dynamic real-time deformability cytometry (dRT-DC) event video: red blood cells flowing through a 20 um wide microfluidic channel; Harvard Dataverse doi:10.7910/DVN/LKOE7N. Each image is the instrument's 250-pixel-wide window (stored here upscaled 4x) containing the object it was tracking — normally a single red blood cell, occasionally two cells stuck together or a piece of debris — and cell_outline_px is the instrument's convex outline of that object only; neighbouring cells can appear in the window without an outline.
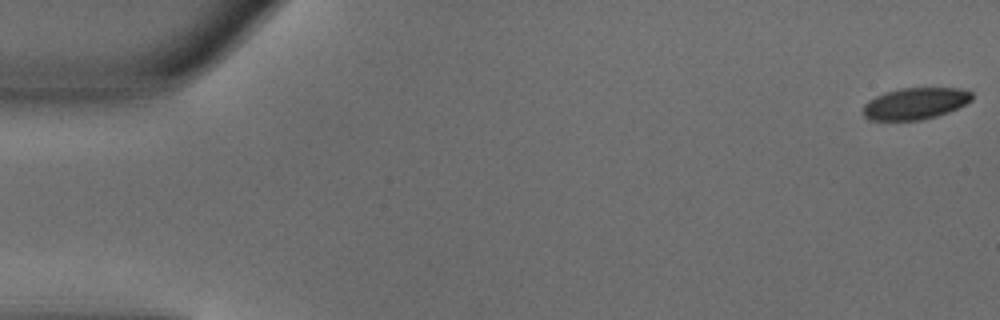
{"species": "common noctule bat (a hibernating species)", "species_latin": "Nyctalus noctula", "temperature_condition": "warm", "stored_images_in_passage": 50, "camera_frame_rate_fps": 3000, "um_per_image_px": 0.085, "animal": {"sex": "male", "body_mass_g": 18.8}, "frame": {"image": 1, "passage_image": 1, "time_ms": 0.0, "image_size_px": [1000, 320], "cell_outline_px": [[972, 100], [948, 112], [936, 116], [920, 120], [868, 120], [864, 116], [864, 104], [868, 100], [884, 92], [900, 88], [960, 88], [972, 92]], "centroid_in_image_um": [77.78, 8.79], "position_along_channel_um": 7.2, "area_um2": 20.0}}
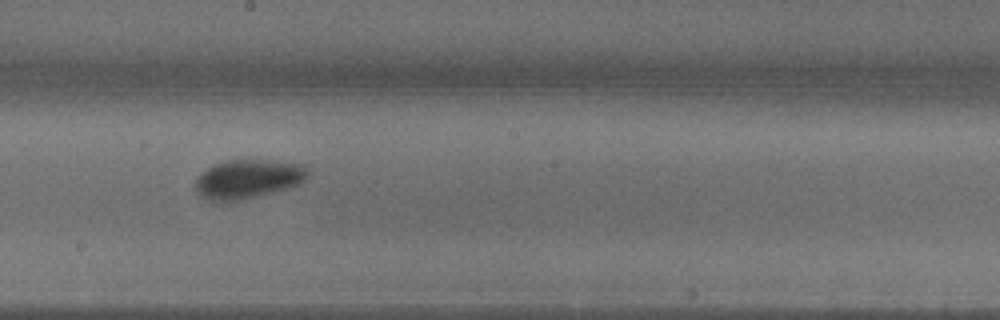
{"frame": {"image": 2, "passage_image": 28, "time_ms": 9.0, "image_size_px": [1000, 320], "cell_outline_px": [[308, 176], [300, 184], [292, 188], [240, 200], [208, 200], [200, 196], [196, 188], [196, 176], [212, 164], [228, 160], [268, 160], [304, 164], [308, 168]], "centroid_in_image_um": [21.11, 15.2], "position_along_channel_um": 227.1, "area_um2": 25.72}}
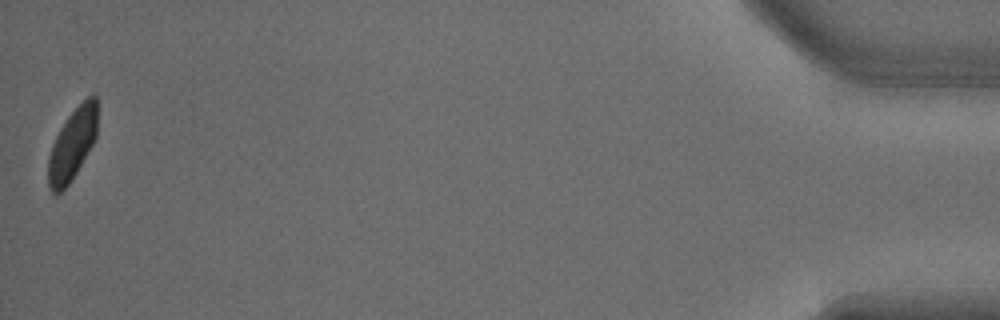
{"frame": {"image": 3, "passage_image": 50, "time_ms": 16.333, "image_size_px": [1000, 320], "cell_outline_px": [[96, 136], [92, 144], [76, 172], [68, 184], [56, 196], [52, 192], [48, 184], [48, 156], [52, 144], [60, 128], [68, 116], [92, 92], [96, 96]], "centroid_in_image_um": [6.12, 12.28], "position_along_channel_um": 429.1, "area_um2": 20.11}, "authors_computed_cell_mechanics": {"area_um2": 22.7732, "velocity_mm_per_s": 4.0268, "shape_relaxation_time_tau1_ms": 2.1892, "shape_relaxation_time_tau2_ms": null, "deformation_change_tau1": 0.1189, "deformation_change_tau2": null}}